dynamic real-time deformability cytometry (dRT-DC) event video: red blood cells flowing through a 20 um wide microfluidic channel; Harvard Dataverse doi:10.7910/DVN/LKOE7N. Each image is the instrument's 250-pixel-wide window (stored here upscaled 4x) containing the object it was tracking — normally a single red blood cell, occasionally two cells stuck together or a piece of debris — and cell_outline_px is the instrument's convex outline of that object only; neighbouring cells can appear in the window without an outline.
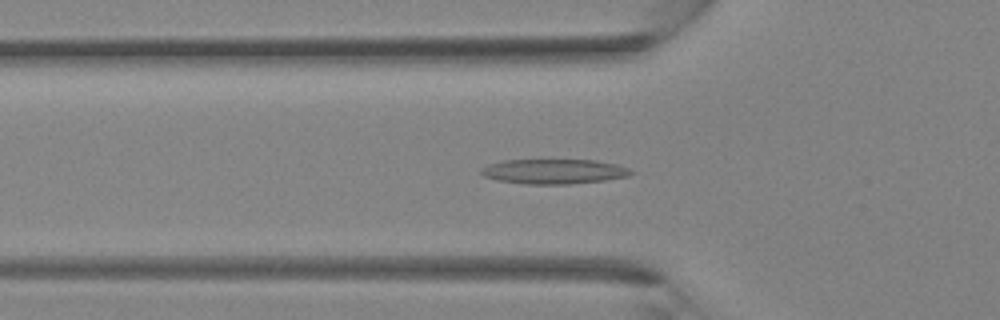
{"species": "Egyptian fruit bat (a non-hibernating species)", "species_latin": "Rousettus aegyptiacus", "temperature_condition": "room temperature", "stored_images_in_passage": 33, "camera_frame_rate_fps": 3000, "um_per_image_px": 0.085, "animal": {"sex": "female"}, "frame": {"image": 1, "passage_image": 9, "time_ms": 2.667, "image_size_px": [1000, 320], "cell_outline_px": [[632, 172], [628, 176], [604, 180], [572, 184], [524, 184], [496, 180], [484, 176], [480, 172], [480, 168], [488, 164], [504, 160], [596, 160], [616, 164], [628, 168]], "centroid_in_image_um": [47.03, 14.57], "position_along_channel_um": 78.8, "area_um2": 21.68}}
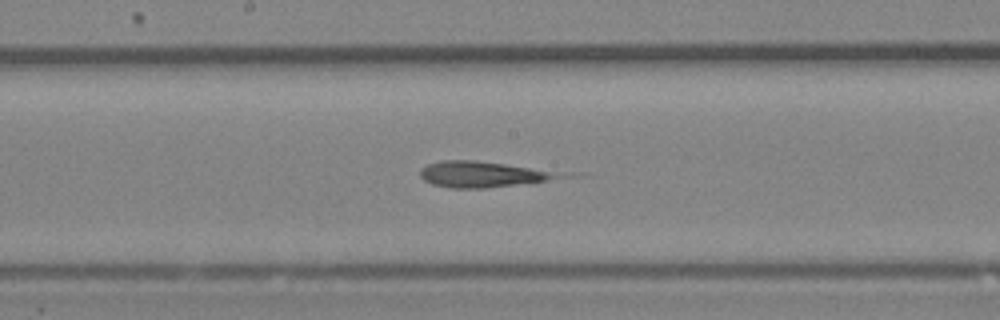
{"frame": {"image": 2, "passage_image": 16, "time_ms": 5.0, "image_size_px": [1000, 320], "cell_outline_px": [[576, 176], [484, 188], [448, 188], [432, 184], [424, 180], [420, 176], [420, 168], [428, 164], [440, 160], [472, 160], [504, 164]], "centroid_in_image_um": [40.9, 14.82], "position_along_channel_um": 207.3, "area_um2": 20.52}}
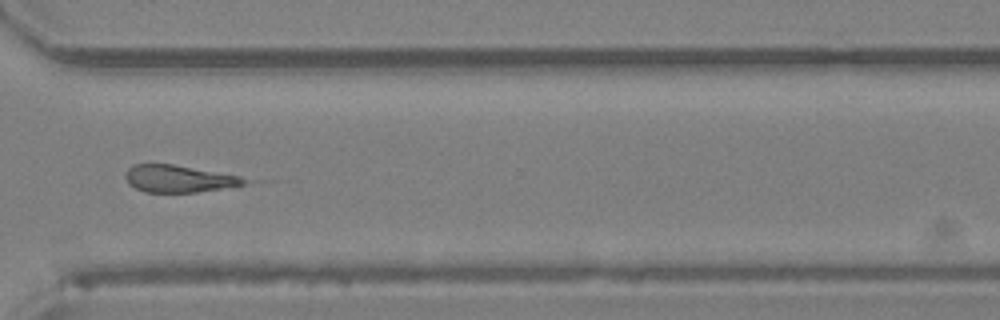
{"frame": {"image": 3, "passage_image": 24, "time_ms": 7.667, "image_size_px": [1000, 320], "cell_outline_px": [[276, 180], [196, 192], [144, 192], [128, 184], [124, 176], [128, 168], [132, 164], [172, 164]], "centroid_in_image_um": [15.56, 15.18], "position_along_channel_um": 355.0, "area_um2": 20.17}}